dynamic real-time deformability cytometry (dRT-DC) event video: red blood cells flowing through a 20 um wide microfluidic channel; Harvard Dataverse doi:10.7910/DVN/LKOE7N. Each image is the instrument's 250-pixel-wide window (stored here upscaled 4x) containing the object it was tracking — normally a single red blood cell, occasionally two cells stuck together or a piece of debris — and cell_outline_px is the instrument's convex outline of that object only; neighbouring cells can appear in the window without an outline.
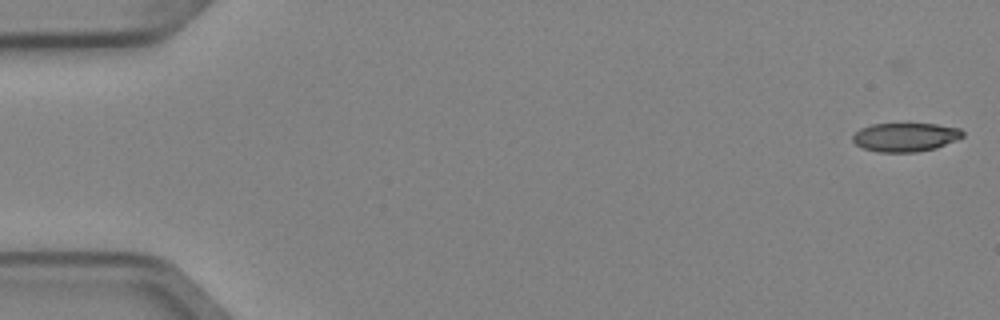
{"species": "Egyptian fruit bat (a non-hibernating species)", "species_latin": "Rousettus aegyptiacus", "temperature_condition": "cold", "stored_images_in_passage": 4, "camera_frame_rate_fps": 3000, "um_per_image_px": 0.085, "animal": {"sex": "female"}, "frame": {"image": 1, "passage_image": 1, "time_ms": 0.0, "image_size_px": [1000, 320], "cell_outline_px": [[964, 136], [956, 140], [936, 148], [916, 152], [876, 152], [864, 148], [856, 144], [852, 140], [852, 136], [860, 128], [872, 124], [936, 124], [960, 128], [964, 132]], "centroid_in_image_um": [76.96, 11.66], "position_along_channel_um": 8.0, "area_um2": 18.44}}
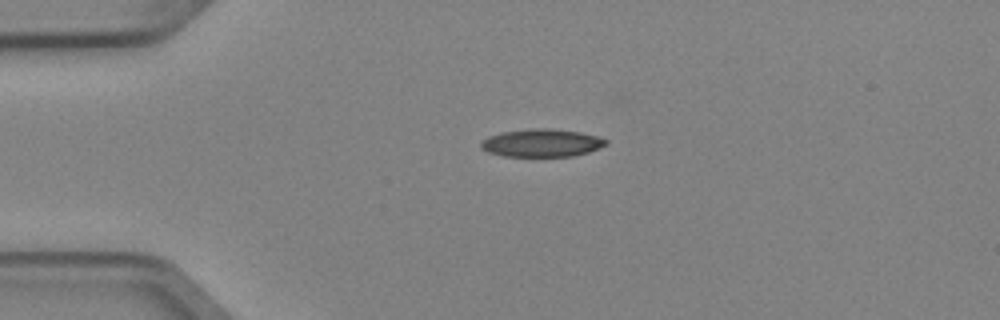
{"frame": {"image": 2, "passage_image": 4, "time_ms": 1.0, "image_size_px": [1000, 320], "cell_outline_px": [[608, 144], [588, 152], [572, 156], [504, 156], [488, 152], [480, 148], [480, 144], [488, 136], [500, 132], [532, 128], [548, 128], [580, 132], [596, 136], [608, 140]], "centroid_in_image_um": [46.03, 12.14], "position_along_channel_um": 39.0, "area_um2": 20.23}}